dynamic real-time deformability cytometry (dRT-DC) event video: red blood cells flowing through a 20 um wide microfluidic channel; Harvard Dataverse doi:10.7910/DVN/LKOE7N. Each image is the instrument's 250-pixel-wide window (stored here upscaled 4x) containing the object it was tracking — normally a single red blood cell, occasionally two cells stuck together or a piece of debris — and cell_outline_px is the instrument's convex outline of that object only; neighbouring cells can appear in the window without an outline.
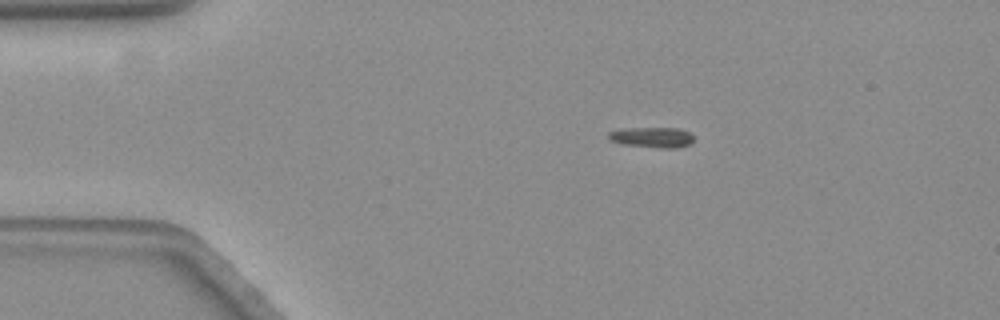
{"species": "common noctule bat (a hibernating species)", "species_latin": "Nyctalus noctula", "temperature_condition": "warm", "stored_images_in_passage": 31, "camera_frame_rate_fps": 3000, "um_per_image_px": 0.085, "animal": {"sex": "female", "body_mass_g": 19.3, "forearm_length_mm": 54.1}, "frame": {"image": 1, "passage_image": 1, "time_ms": 0.0, "image_size_px": [1000, 320], "cell_outline_px": [[692, 140], [688, 144], [676, 148], [660, 148], [620, 144], [608, 140], [608, 132], [632, 128], [676, 128], [688, 132], [692, 136]], "centroid_in_image_um": [55.38, 11.68], "position_along_channel_um": 29.6, "area_um2": 10.0}}
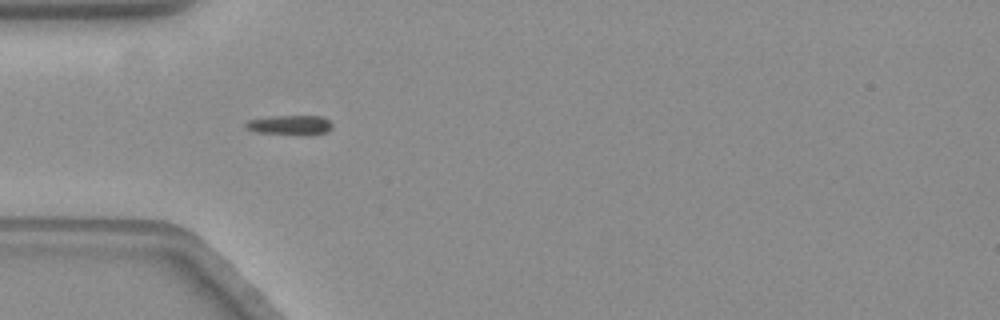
{"frame": {"image": 2, "passage_image": 8, "time_ms": 2.333, "image_size_px": [1000, 320], "cell_outline_px": [[332, 128], [328, 132], [312, 136], [300, 136], [256, 132], [244, 128], [244, 124], [248, 120], [272, 116], [320, 116], [328, 120], [332, 124]], "centroid_in_image_um": [24.67, 10.66], "position_along_channel_um": 60.3, "area_um2": 10.35}}